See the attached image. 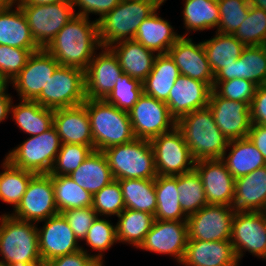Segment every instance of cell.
Instances as JSON below:
<instances>
[{"label": "cell", "instance_id": "obj_1", "mask_svg": "<svg viewBox=\"0 0 266 266\" xmlns=\"http://www.w3.org/2000/svg\"><path fill=\"white\" fill-rule=\"evenodd\" d=\"M74 16L54 37L45 50L59 65L86 70L96 50L102 48L98 22Z\"/></svg>", "mask_w": 266, "mask_h": 266}, {"label": "cell", "instance_id": "obj_2", "mask_svg": "<svg viewBox=\"0 0 266 266\" xmlns=\"http://www.w3.org/2000/svg\"><path fill=\"white\" fill-rule=\"evenodd\" d=\"M176 126L181 130L195 161L222 158L229 140L216 125L209 107L184 115Z\"/></svg>", "mask_w": 266, "mask_h": 266}, {"label": "cell", "instance_id": "obj_3", "mask_svg": "<svg viewBox=\"0 0 266 266\" xmlns=\"http://www.w3.org/2000/svg\"><path fill=\"white\" fill-rule=\"evenodd\" d=\"M165 0H122L98 21L101 46L134 39L139 25L165 3Z\"/></svg>", "mask_w": 266, "mask_h": 266}, {"label": "cell", "instance_id": "obj_4", "mask_svg": "<svg viewBox=\"0 0 266 266\" xmlns=\"http://www.w3.org/2000/svg\"><path fill=\"white\" fill-rule=\"evenodd\" d=\"M83 105L90 120L94 150L104 151L136 138L128 112L104 99H86Z\"/></svg>", "mask_w": 266, "mask_h": 266}, {"label": "cell", "instance_id": "obj_5", "mask_svg": "<svg viewBox=\"0 0 266 266\" xmlns=\"http://www.w3.org/2000/svg\"><path fill=\"white\" fill-rule=\"evenodd\" d=\"M0 261L8 266H23L41 259L37 224L0 215Z\"/></svg>", "mask_w": 266, "mask_h": 266}, {"label": "cell", "instance_id": "obj_6", "mask_svg": "<svg viewBox=\"0 0 266 266\" xmlns=\"http://www.w3.org/2000/svg\"><path fill=\"white\" fill-rule=\"evenodd\" d=\"M114 180L152 179L155 180L154 151L150 140L135 138L131 142L105 149Z\"/></svg>", "mask_w": 266, "mask_h": 266}, {"label": "cell", "instance_id": "obj_7", "mask_svg": "<svg viewBox=\"0 0 266 266\" xmlns=\"http://www.w3.org/2000/svg\"><path fill=\"white\" fill-rule=\"evenodd\" d=\"M61 140L54 126L40 135L28 137L6 154L16 168L35 174L50 173L61 148Z\"/></svg>", "mask_w": 266, "mask_h": 266}, {"label": "cell", "instance_id": "obj_8", "mask_svg": "<svg viewBox=\"0 0 266 266\" xmlns=\"http://www.w3.org/2000/svg\"><path fill=\"white\" fill-rule=\"evenodd\" d=\"M85 100V71L59 65L34 101L45 108L55 110L79 106Z\"/></svg>", "mask_w": 266, "mask_h": 266}, {"label": "cell", "instance_id": "obj_9", "mask_svg": "<svg viewBox=\"0 0 266 266\" xmlns=\"http://www.w3.org/2000/svg\"><path fill=\"white\" fill-rule=\"evenodd\" d=\"M24 13L31 34L41 49H45L56 34L76 16L72 1L54 4H18Z\"/></svg>", "mask_w": 266, "mask_h": 266}, {"label": "cell", "instance_id": "obj_10", "mask_svg": "<svg viewBox=\"0 0 266 266\" xmlns=\"http://www.w3.org/2000/svg\"><path fill=\"white\" fill-rule=\"evenodd\" d=\"M150 142L154 151L157 175L176 176L194 169L195 160L177 126L152 138Z\"/></svg>", "mask_w": 266, "mask_h": 266}, {"label": "cell", "instance_id": "obj_11", "mask_svg": "<svg viewBox=\"0 0 266 266\" xmlns=\"http://www.w3.org/2000/svg\"><path fill=\"white\" fill-rule=\"evenodd\" d=\"M12 212V217L36 224L59 214L51 174H35L30 179L20 203Z\"/></svg>", "mask_w": 266, "mask_h": 266}, {"label": "cell", "instance_id": "obj_12", "mask_svg": "<svg viewBox=\"0 0 266 266\" xmlns=\"http://www.w3.org/2000/svg\"><path fill=\"white\" fill-rule=\"evenodd\" d=\"M230 241L238 262L246 251L266 261V212H235Z\"/></svg>", "mask_w": 266, "mask_h": 266}, {"label": "cell", "instance_id": "obj_13", "mask_svg": "<svg viewBox=\"0 0 266 266\" xmlns=\"http://www.w3.org/2000/svg\"><path fill=\"white\" fill-rule=\"evenodd\" d=\"M136 138L151 140L171 131L177 121L164 101L142 94L128 112Z\"/></svg>", "mask_w": 266, "mask_h": 266}, {"label": "cell", "instance_id": "obj_14", "mask_svg": "<svg viewBox=\"0 0 266 266\" xmlns=\"http://www.w3.org/2000/svg\"><path fill=\"white\" fill-rule=\"evenodd\" d=\"M234 215L232 206L205 205L187 218L188 240H230Z\"/></svg>", "mask_w": 266, "mask_h": 266}, {"label": "cell", "instance_id": "obj_15", "mask_svg": "<svg viewBox=\"0 0 266 266\" xmlns=\"http://www.w3.org/2000/svg\"><path fill=\"white\" fill-rule=\"evenodd\" d=\"M188 239L187 221L154 220L139 249L169 255L180 265Z\"/></svg>", "mask_w": 266, "mask_h": 266}, {"label": "cell", "instance_id": "obj_16", "mask_svg": "<svg viewBox=\"0 0 266 266\" xmlns=\"http://www.w3.org/2000/svg\"><path fill=\"white\" fill-rule=\"evenodd\" d=\"M58 66L59 63L45 49L34 52L24 68L10 82L20 96L19 100L34 101Z\"/></svg>", "mask_w": 266, "mask_h": 266}, {"label": "cell", "instance_id": "obj_17", "mask_svg": "<svg viewBox=\"0 0 266 266\" xmlns=\"http://www.w3.org/2000/svg\"><path fill=\"white\" fill-rule=\"evenodd\" d=\"M208 107L216 125L229 141L248 137L251 118L247 103L222 98L212 89Z\"/></svg>", "mask_w": 266, "mask_h": 266}, {"label": "cell", "instance_id": "obj_18", "mask_svg": "<svg viewBox=\"0 0 266 266\" xmlns=\"http://www.w3.org/2000/svg\"><path fill=\"white\" fill-rule=\"evenodd\" d=\"M208 204L232 206L235 196V179L221 159L195 161Z\"/></svg>", "mask_w": 266, "mask_h": 266}, {"label": "cell", "instance_id": "obj_19", "mask_svg": "<svg viewBox=\"0 0 266 266\" xmlns=\"http://www.w3.org/2000/svg\"><path fill=\"white\" fill-rule=\"evenodd\" d=\"M38 228V244L41 259L50 261L54 258L77 252L81 244L75 238L72 228L65 217L59 213L44 220Z\"/></svg>", "mask_w": 266, "mask_h": 266}, {"label": "cell", "instance_id": "obj_20", "mask_svg": "<svg viewBox=\"0 0 266 266\" xmlns=\"http://www.w3.org/2000/svg\"><path fill=\"white\" fill-rule=\"evenodd\" d=\"M85 70L86 99H105L113 90L117 78L123 74L117 57L102 47Z\"/></svg>", "mask_w": 266, "mask_h": 266}, {"label": "cell", "instance_id": "obj_21", "mask_svg": "<svg viewBox=\"0 0 266 266\" xmlns=\"http://www.w3.org/2000/svg\"><path fill=\"white\" fill-rule=\"evenodd\" d=\"M168 54L179 68L180 75L205 82L213 89L214 73L202 42L196 44L189 36H181Z\"/></svg>", "mask_w": 266, "mask_h": 266}, {"label": "cell", "instance_id": "obj_22", "mask_svg": "<svg viewBox=\"0 0 266 266\" xmlns=\"http://www.w3.org/2000/svg\"><path fill=\"white\" fill-rule=\"evenodd\" d=\"M211 90L212 88L205 82L180 75L165 103L171 116L178 121L190 112L208 107Z\"/></svg>", "mask_w": 266, "mask_h": 266}, {"label": "cell", "instance_id": "obj_23", "mask_svg": "<svg viewBox=\"0 0 266 266\" xmlns=\"http://www.w3.org/2000/svg\"><path fill=\"white\" fill-rule=\"evenodd\" d=\"M53 126L61 143L82 144L94 150L91 125L86 107L82 104L54 110Z\"/></svg>", "mask_w": 266, "mask_h": 266}, {"label": "cell", "instance_id": "obj_24", "mask_svg": "<svg viewBox=\"0 0 266 266\" xmlns=\"http://www.w3.org/2000/svg\"><path fill=\"white\" fill-rule=\"evenodd\" d=\"M180 265L183 266H239L230 240H188Z\"/></svg>", "mask_w": 266, "mask_h": 266}, {"label": "cell", "instance_id": "obj_25", "mask_svg": "<svg viewBox=\"0 0 266 266\" xmlns=\"http://www.w3.org/2000/svg\"><path fill=\"white\" fill-rule=\"evenodd\" d=\"M246 79L258 86L266 81V56L260 46H246L235 62L220 69L214 75V82L231 79Z\"/></svg>", "mask_w": 266, "mask_h": 266}, {"label": "cell", "instance_id": "obj_26", "mask_svg": "<svg viewBox=\"0 0 266 266\" xmlns=\"http://www.w3.org/2000/svg\"><path fill=\"white\" fill-rule=\"evenodd\" d=\"M235 212H266V165L235 179Z\"/></svg>", "mask_w": 266, "mask_h": 266}, {"label": "cell", "instance_id": "obj_27", "mask_svg": "<svg viewBox=\"0 0 266 266\" xmlns=\"http://www.w3.org/2000/svg\"><path fill=\"white\" fill-rule=\"evenodd\" d=\"M108 48L117 57L123 73L141 83L152 71L157 54L134 39L120 41Z\"/></svg>", "mask_w": 266, "mask_h": 266}, {"label": "cell", "instance_id": "obj_28", "mask_svg": "<svg viewBox=\"0 0 266 266\" xmlns=\"http://www.w3.org/2000/svg\"><path fill=\"white\" fill-rule=\"evenodd\" d=\"M156 10L139 25L134 40L156 54H166L174 43L182 36L174 31V27L163 19Z\"/></svg>", "mask_w": 266, "mask_h": 266}, {"label": "cell", "instance_id": "obj_29", "mask_svg": "<svg viewBox=\"0 0 266 266\" xmlns=\"http://www.w3.org/2000/svg\"><path fill=\"white\" fill-rule=\"evenodd\" d=\"M0 45L41 49L35 42L26 17L17 3L0 12Z\"/></svg>", "mask_w": 266, "mask_h": 266}, {"label": "cell", "instance_id": "obj_30", "mask_svg": "<svg viewBox=\"0 0 266 266\" xmlns=\"http://www.w3.org/2000/svg\"><path fill=\"white\" fill-rule=\"evenodd\" d=\"M227 151H229L228 154ZM221 160L234 179L250 174L266 165L263 155L248 137L230 140Z\"/></svg>", "mask_w": 266, "mask_h": 266}, {"label": "cell", "instance_id": "obj_31", "mask_svg": "<svg viewBox=\"0 0 266 266\" xmlns=\"http://www.w3.org/2000/svg\"><path fill=\"white\" fill-rule=\"evenodd\" d=\"M69 177L92 196L114 180L106 155L98 150H93Z\"/></svg>", "mask_w": 266, "mask_h": 266}, {"label": "cell", "instance_id": "obj_32", "mask_svg": "<svg viewBox=\"0 0 266 266\" xmlns=\"http://www.w3.org/2000/svg\"><path fill=\"white\" fill-rule=\"evenodd\" d=\"M10 113L17 127L29 136L40 135L53 126L54 110L36 101L20 100L11 105Z\"/></svg>", "mask_w": 266, "mask_h": 266}, {"label": "cell", "instance_id": "obj_33", "mask_svg": "<svg viewBox=\"0 0 266 266\" xmlns=\"http://www.w3.org/2000/svg\"><path fill=\"white\" fill-rule=\"evenodd\" d=\"M180 76L179 68L168 53L157 54L152 71L142 82L143 93L166 102L170 90Z\"/></svg>", "mask_w": 266, "mask_h": 266}, {"label": "cell", "instance_id": "obj_34", "mask_svg": "<svg viewBox=\"0 0 266 266\" xmlns=\"http://www.w3.org/2000/svg\"><path fill=\"white\" fill-rule=\"evenodd\" d=\"M157 208L155 220L187 221L188 216L183 212L177 189L176 176L157 175L155 179Z\"/></svg>", "mask_w": 266, "mask_h": 266}, {"label": "cell", "instance_id": "obj_35", "mask_svg": "<svg viewBox=\"0 0 266 266\" xmlns=\"http://www.w3.org/2000/svg\"><path fill=\"white\" fill-rule=\"evenodd\" d=\"M183 24L186 33L217 29L220 11L217 0H183ZM191 31V32H190Z\"/></svg>", "mask_w": 266, "mask_h": 266}, {"label": "cell", "instance_id": "obj_36", "mask_svg": "<svg viewBox=\"0 0 266 266\" xmlns=\"http://www.w3.org/2000/svg\"><path fill=\"white\" fill-rule=\"evenodd\" d=\"M117 217L116 236L118 243L131 244L135 248H139L142 244L155 220L154 215L150 213L129 208H125Z\"/></svg>", "mask_w": 266, "mask_h": 266}, {"label": "cell", "instance_id": "obj_37", "mask_svg": "<svg viewBox=\"0 0 266 266\" xmlns=\"http://www.w3.org/2000/svg\"><path fill=\"white\" fill-rule=\"evenodd\" d=\"M202 44L214 75L241 57L242 51L246 47L234 35L218 32L213 38L202 41Z\"/></svg>", "mask_w": 266, "mask_h": 266}, {"label": "cell", "instance_id": "obj_38", "mask_svg": "<svg viewBox=\"0 0 266 266\" xmlns=\"http://www.w3.org/2000/svg\"><path fill=\"white\" fill-rule=\"evenodd\" d=\"M118 181L126 208L155 214L157 208L155 180L122 179Z\"/></svg>", "mask_w": 266, "mask_h": 266}, {"label": "cell", "instance_id": "obj_39", "mask_svg": "<svg viewBox=\"0 0 266 266\" xmlns=\"http://www.w3.org/2000/svg\"><path fill=\"white\" fill-rule=\"evenodd\" d=\"M1 164L2 172H0V200L12 205L13 210L20 203L30 179L35 173L16 168L6 157Z\"/></svg>", "mask_w": 266, "mask_h": 266}, {"label": "cell", "instance_id": "obj_40", "mask_svg": "<svg viewBox=\"0 0 266 266\" xmlns=\"http://www.w3.org/2000/svg\"><path fill=\"white\" fill-rule=\"evenodd\" d=\"M54 199L59 213L69 209L92 206L93 196L68 175H51Z\"/></svg>", "mask_w": 266, "mask_h": 266}, {"label": "cell", "instance_id": "obj_41", "mask_svg": "<svg viewBox=\"0 0 266 266\" xmlns=\"http://www.w3.org/2000/svg\"><path fill=\"white\" fill-rule=\"evenodd\" d=\"M177 189L181 208L187 216L208 204L201 178L195 169L177 175Z\"/></svg>", "mask_w": 266, "mask_h": 266}, {"label": "cell", "instance_id": "obj_42", "mask_svg": "<svg viewBox=\"0 0 266 266\" xmlns=\"http://www.w3.org/2000/svg\"><path fill=\"white\" fill-rule=\"evenodd\" d=\"M85 245L91 248L92 251H97L92 254V257L97 262H104L103 253L109 250L117 243L116 225L111 223V220L105 217H97L91 227L88 229L85 239Z\"/></svg>", "mask_w": 266, "mask_h": 266}, {"label": "cell", "instance_id": "obj_43", "mask_svg": "<svg viewBox=\"0 0 266 266\" xmlns=\"http://www.w3.org/2000/svg\"><path fill=\"white\" fill-rule=\"evenodd\" d=\"M116 80L113 90L104 100L120 110L129 112L143 94V84L125 73Z\"/></svg>", "mask_w": 266, "mask_h": 266}, {"label": "cell", "instance_id": "obj_44", "mask_svg": "<svg viewBox=\"0 0 266 266\" xmlns=\"http://www.w3.org/2000/svg\"><path fill=\"white\" fill-rule=\"evenodd\" d=\"M233 35L245 46H260L266 38V11L250 6L247 17Z\"/></svg>", "mask_w": 266, "mask_h": 266}, {"label": "cell", "instance_id": "obj_45", "mask_svg": "<svg viewBox=\"0 0 266 266\" xmlns=\"http://www.w3.org/2000/svg\"><path fill=\"white\" fill-rule=\"evenodd\" d=\"M92 208L98 217L105 216V218L112 215L118 216L125 210L122 189L118 180H113L93 195Z\"/></svg>", "mask_w": 266, "mask_h": 266}, {"label": "cell", "instance_id": "obj_46", "mask_svg": "<svg viewBox=\"0 0 266 266\" xmlns=\"http://www.w3.org/2000/svg\"><path fill=\"white\" fill-rule=\"evenodd\" d=\"M220 11L218 28L215 32L234 34L248 15V0H217Z\"/></svg>", "mask_w": 266, "mask_h": 266}, {"label": "cell", "instance_id": "obj_47", "mask_svg": "<svg viewBox=\"0 0 266 266\" xmlns=\"http://www.w3.org/2000/svg\"><path fill=\"white\" fill-rule=\"evenodd\" d=\"M92 151L93 149L87 145L62 143L49 174L69 176Z\"/></svg>", "mask_w": 266, "mask_h": 266}, {"label": "cell", "instance_id": "obj_48", "mask_svg": "<svg viewBox=\"0 0 266 266\" xmlns=\"http://www.w3.org/2000/svg\"><path fill=\"white\" fill-rule=\"evenodd\" d=\"M41 49H21L0 45V76L9 84L24 68L29 57Z\"/></svg>", "mask_w": 266, "mask_h": 266}, {"label": "cell", "instance_id": "obj_49", "mask_svg": "<svg viewBox=\"0 0 266 266\" xmlns=\"http://www.w3.org/2000/svg\"><path fill=\"white\" fill-rule=\"evenodd\" d=\"M258 85L246 79H231L223 82H214L213 90L222 98L245 102L249 106L255 95Z\"/></svg>", "mask_w": 266, "mask_h": 266}, {"label": "cell", "instance_id": "obj_50", "mask_svg": "<svg viewBox=\"0 0 266 266\" xmlns=\"http://www.w3.org/2000/svg\"><path fill=\"white\" fill-rule=\"evenodd\" d=\"M61 214L72 228L75 238L80 242L85 239L88 229L98 217L92 206L69 209Z\"/></svg>", "mask_w": 266, "mask_h": 266}, {"label": "cell", "instance_id": "obj_51", "mask_svg": "<svg viewBox=\"0 0 266 266\" xmlns=\"http://www.w3.org/2000/svg\"><path fill=\"white\" fill-rule=\"evenodd\" d=\"M74 12L76 11V7H78L75 12L78 16H83L89 18V15L95 14L99 15V18H96L98 22L101 18H103L107 13L112 11L121 0H71Z\"/></svg>", "mask_w": 266, "mask_h": 266}, {"label": "cell", "instance_id": "obj_52", "mask_svg": "<svg viewBox=\"0 0 266 266\" xmlns=\"http://www.w3.org/2000/svg\"><path fill=\"white\" fill-rule=\"evenodd\" d=\"M81 245L77 252L66 254L47 261L48 266H95L98 262L92 257L91 252Z\"/></svg>", "mask_w": 266, "mask_h": 266}, {"label": "cell", "instance_id": "obj_53", "mask_svg": "<svg viewBox=\"0 0 266 266\" xmlns=\"http://www.w3.org/2000/svg\"><path fill=\"white\" fill-rule=\"evenodd\" d=\"M251 124L266 125V86L257 87L250 104Z\"/></svg>", "mask_w": 266, "mask_h": 266}, {"label": "cell", "instance_id": "obj_54", "mask_svg": "<svg viewBox=\"0 0 266 266\" xmlns=\"http://www.w3.org/2000/svg\"><path fill=\"white\" fill-rule=\"evenodd\" d=\"M248 139L261 152L266 161V125L251 124Z\"/></svg>", "mask_w": 266, "mask_h": 266}, {"label": "cell", "instance_id": "obj_55", "mask_svg": "<svg viewBox=\"0 0 266 266\" xmlns=\"http://www.w3.org/2000/svg\"><path fill=\"white\" fill-rule=\"evenodd\" d=\"M12 96L8 94L7 88L0 94V123L9 117L12 105Z\"/></svg>", "mask_w": 266, "mask_h": 266}, {"label": "cell", "instance_id": "obj_56", "mask_svg": "<svg viewBox=\"0 0 266 266\" xmlns=\"http://www.w3.org/2000/svg\"><path fill=\"white\" fill-rule=\"evenodd\" d=\"M62 1L70 0H16L17 4H32V5H42V4H54Z\"/></svg>", "mask_w": 266, "mask_h": 266}, {"label": "cell", "instance_id": "obj_57", "mask_svg": "<svg viewBox=\"0 0 266 266\" xmlns=\"http://www.w3.org/2000/svg\"><path fill=\"white\" fill-rule=\"evenodd\" d=\"M250 6H255L266 11V0H248Z\"/></svg>", "mask_w": 266, "mask_h": 266}, {"label": "cell", "instance_id": "obj_58", "mask_svg": "<svg viewBox=\"0 0 266 266\" xmlns=\"http://www.w3.org/2000/svg\"><path fill=\"white\" fill-rule=\"evenodd\" d=\"M15 3L16 0H0V12L8 9Z\"/></svg>", "mask_w": 266, "mask_h": 266}, {"label": "cell", "instance_id": "obj_59", "mask_svg": "<svg viewBox=\"0 0 266 266\" xmlns=\"http://www.w3.org/2000/svg\"><path fill=\"white\" fill-rule=\"evenodd\" d=\"M23 266H48V263L44 259H39L36 262L30 263V264H26V265H23Z\"/></svg>", "mask_w": 266, "mask_h": 266}, {"label": "cell", "instance_id": "obj_60", "mask_svg": "<svg viewBox=\"0 0 266 266\" xmlns=\"http://www.w3.org/2000/svg\"><path fill=\"white\" fill-rule=\"evenodd\" d=\"M9 84L0 76V94L8 88Z\"/></svg>", "mask_w": 266, "mask_h": 266}, {"label": "cell", "instance_id": "obj_61", "mask_svg": "<svg viewBox=\"0 0 266 266\" xmlns=\"http://www.w3.org/2000/svg\"><path fill=\"white\" fill-rule=\"evenodd\" d=\"M260 47L263 49V52L266 56V38L262 41V43L260 44Z\"/></svg>", "mask_w": 266, "mask_h": 266}, {"label": "cell", "instance_id": "obj_62", "mask_svg": "<svg viewBox=\"0 0 266 266\" xmlns=\"http://www.w3.org/2000/svg\"><path fill=\"white\" fill-rule=\"evenodd\" d=\"M95 266H105L104 262H98Z\"/></svg>", "mask_w": 266, "mask_h": 266}, {"label": "cell", "instance_id": "obj_63", "mask_svg": "<svg viewBox=\"0 0 266 266\" xmlns=\"http://www.w3.org/2000/svg\"><path fill=\"white\" fill-rule=\"evenodd\" d=\"M0 266H8V265L5 264L4 262L0 261Z\"/></svg>", "mask_w": 266, "mask_h": 266}]
</instances>
